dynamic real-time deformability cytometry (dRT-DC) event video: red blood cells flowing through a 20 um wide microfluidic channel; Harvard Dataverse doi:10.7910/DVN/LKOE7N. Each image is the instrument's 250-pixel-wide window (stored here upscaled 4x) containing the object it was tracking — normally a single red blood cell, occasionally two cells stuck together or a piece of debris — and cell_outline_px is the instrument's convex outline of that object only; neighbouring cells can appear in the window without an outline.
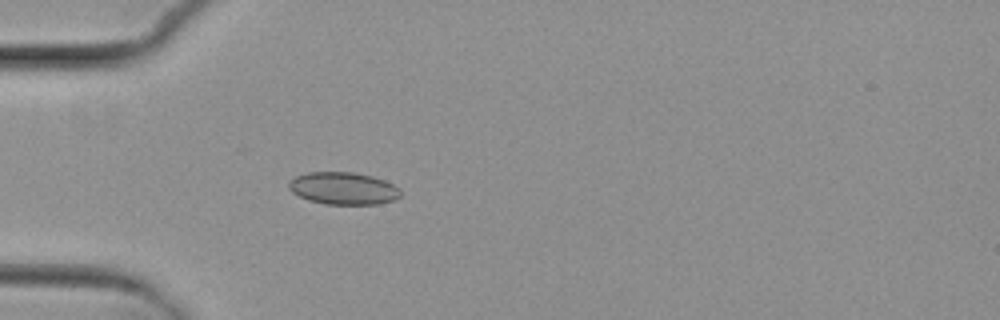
{"species": "common noctule bat (a hibernating species)", "species_latin": "Nyctalus noctula", "temperature_condition": "cold", "stored_images_in_passage": 4, "camera_frame_rate_fps": 3000, "um_per_image_px": 0.085, "animal": {"sex": "female", "body_mass_g": 29.2, "forearm_length_mm": 56.3}, "frame": {"image": 1, "passage_image": 4, "time_ms": 3.333, "image_size_px": [1000, 320], "cell_outline_px": [[400, 196], [396, 200], [380, 204], [324, 204], [308, 200], [292, 192], [288, 188], [288, 184], [296, 176], [308, 172], [352, 172], [372, 176], [384, 180], [400, 188]], "centroid_in_image_um": [29.2, 16.02], "position_along_channel_um": 55.8, "area_um2": 21.1}}